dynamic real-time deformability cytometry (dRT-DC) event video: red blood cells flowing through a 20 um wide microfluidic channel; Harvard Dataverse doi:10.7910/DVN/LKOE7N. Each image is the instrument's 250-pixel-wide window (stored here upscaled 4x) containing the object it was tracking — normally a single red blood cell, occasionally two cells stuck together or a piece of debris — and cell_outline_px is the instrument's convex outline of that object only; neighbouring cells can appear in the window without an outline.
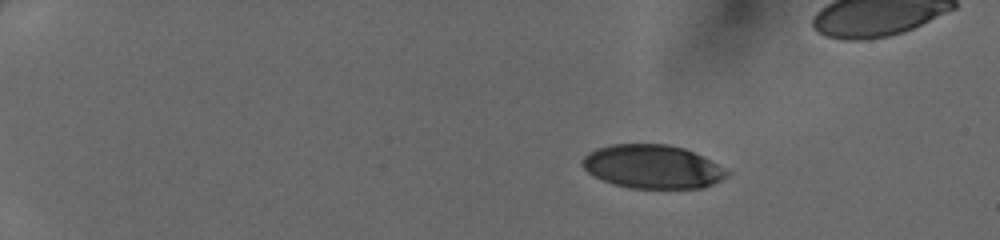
{"species": "human", "species_latin": "Homo sapiens", "temperature_condition": "cold", "stored_images_in_passage": 41, "camera_frame_rate_fps": 3000, "um_per_image_px": 0.085, "donor": {"sex": "female"}, "frame": {"image": 1, "passage_image": 1, "time_ms": 0.0, "image_size_px": [1000, 240], "cell_outline_px": [[728, 176], [704, 188], [628, 188], [612, 184], [592, 176], [580, 164], [584, 156], [588, 152], [596, 148], [612, 144], [668, 144], [684, 148], [716, 164], [728, 172]], "centroid_in_image_um": [55.38, 14.17], "position_along_channel_um": 29.6, "area_um2": 36.65}}
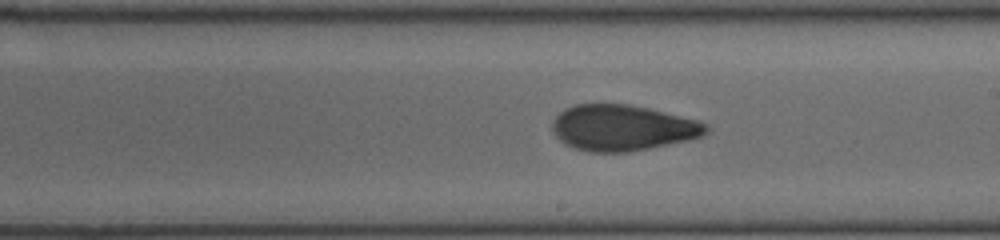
{"frame": {"image": 2, "passage_image": 23, "time_ms": 7.333, "image_size_px": [1000, 240], "cell_outline_px": [[708, 132], [700, 136], [688, 140], [628, 152], [592, 152], [576, 148], [560, 140], [552, 132], [552, 120], [564, 108], [576, 104], [628, 104], [648, 108], [700, 120], [708, 124]], "centroid_in_image_um": [52.92, 10.85], "position_along_channel_um": 236.1, "area_um2": 41.04}}
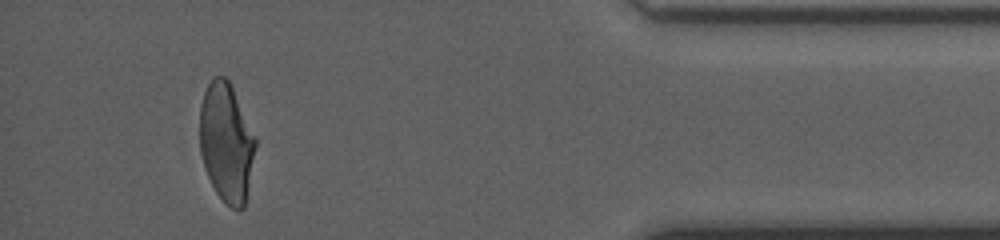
{"frame": {"image": 3, "passage_image": 38, "time_ms": 12.333, "image_size_px": [1000, 240], "cell_outline_px": [[256, 148], [244, 208], [232, 208], [224, 204], [216, 192], [208, 176], [200, 152], [200, 104], [204, 92], [208, 84], [216, 76], [224, 76], [228, 80], [256, 136]], "centroid_in_image_um": [19.25, 12.12], "position_along_channel_um": 416.0, "area_um2": 38.44}}